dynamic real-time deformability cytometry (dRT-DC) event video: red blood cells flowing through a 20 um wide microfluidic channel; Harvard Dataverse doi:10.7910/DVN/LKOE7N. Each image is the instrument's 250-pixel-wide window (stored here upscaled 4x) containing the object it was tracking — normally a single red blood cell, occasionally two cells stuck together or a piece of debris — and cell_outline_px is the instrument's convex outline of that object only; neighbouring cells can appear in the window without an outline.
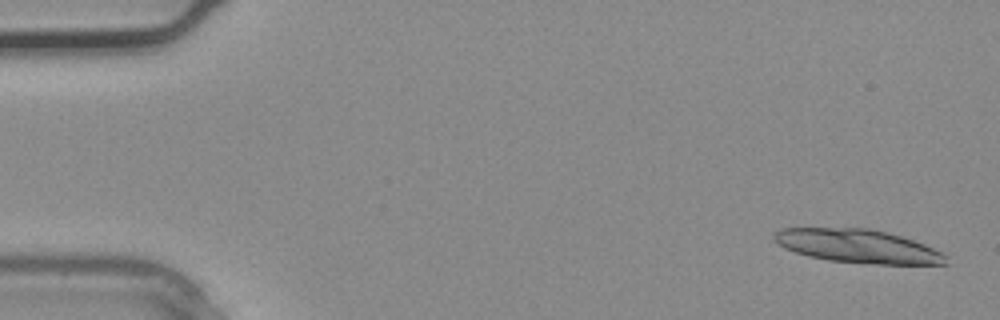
{"species": "common noctule bat (a hibernating species)", "species_latin": "Nyctalus noctula", "temperature_condition": "warm", "stored_images_in_passage": 3, "camera_frame_rate_fps": 3000, "um_per_image_px": 0.085, "animal": {"sex": "male", "body_mass_g": 20.4}, "frame": {"image": 1, "passage_image": 1, "time_ms": 0.0, "image_size_px": [1000, 320], "cell_outline_px": [[948, 264], [876, 264], [828, 260], [808, 256], [784, 248], [776, 244], [772, 236], [772, 232], [780, 228], [868, 228], [900, 236], [924, 244], [944, 252], [948, 256]], "centroid_in_image_um": [72.89, 20.92], "position_along_channel_um": 12.1, "area_um2": 33.64}}